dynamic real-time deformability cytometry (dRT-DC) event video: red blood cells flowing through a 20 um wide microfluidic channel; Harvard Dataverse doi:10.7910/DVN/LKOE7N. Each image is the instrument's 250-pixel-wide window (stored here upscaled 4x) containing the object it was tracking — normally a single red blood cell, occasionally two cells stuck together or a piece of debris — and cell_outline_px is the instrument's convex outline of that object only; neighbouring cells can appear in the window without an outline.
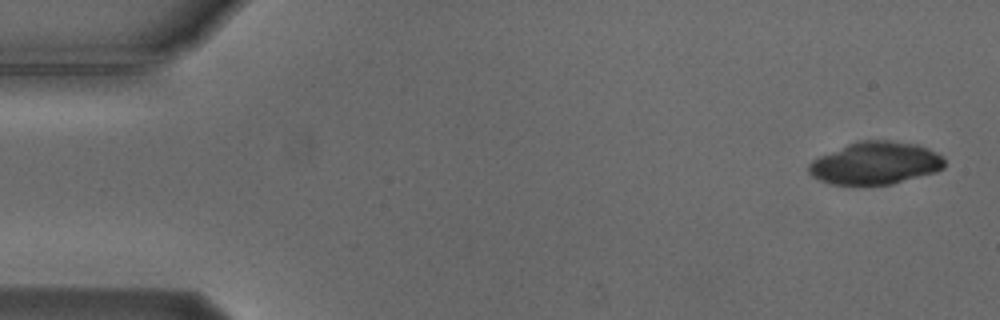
{"species": "Egyptian fruit bat (a non-hibernating species)", "species_latin": "Rousettus aegyptiacus", "temperature_condition": "cold", "stored_images_in_passage": 17, "camera_frame_rate_fps": 3000, "um_per_image_px": 0.085, "animal": {"sex": "male"}, "frame": {"image": 1, "passage_image": 1, "time_ms": 0.0, "image_size_px": [1000, 320], "cell_outline_px": [[944, 168], [936, 172], [892, 184], [864, 188], [832, 184], [820, 180], [812, 176], [808, 172], [808, 164], [812, 160], [820, 156], [848, 144], [860, 140], [888, 140], [916, 144], [940, 156], [944, 160]], "centroid_in_image_um": [74.35, 13.92], "position_along_channel_um": 10.6, "area_um2": 34.04}}